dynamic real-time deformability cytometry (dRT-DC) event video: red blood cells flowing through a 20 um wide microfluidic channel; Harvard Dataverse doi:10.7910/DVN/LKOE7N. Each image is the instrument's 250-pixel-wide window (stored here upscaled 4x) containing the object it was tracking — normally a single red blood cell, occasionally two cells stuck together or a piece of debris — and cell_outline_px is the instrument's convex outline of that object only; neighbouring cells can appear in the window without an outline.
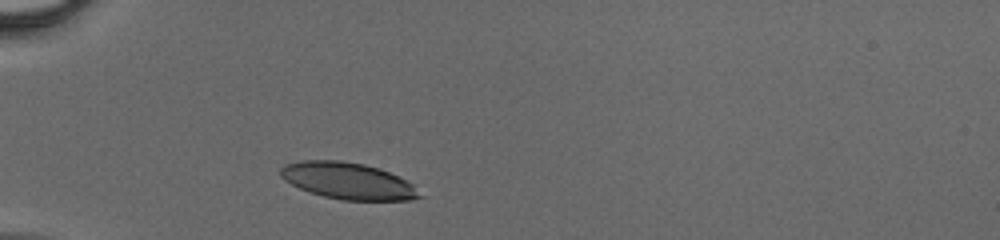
{"species": "human", "species_latin": "Homo sapiens", "temperature_condition": "cold", "stored_images_in_passage": 27, "camera_frame_rate_fps": 3000, "um_per_image_px": 0.085, "donor": {"sex": "male"}, "frame": {"image": 1, "passage_image": 1, "time_ms": 0.0, "image_size_px": [1000, 240], "cell_outline_px": [[424, 196], [412, 200], [344, 200], [324, 196], [308, 192], [284, 180], [280, 176], [280, 168], [284, 164], [300, 160], [340, 160], [364, 164], [388, 172], [412, 184]], "centroid_in_image_um": [29.54, 15.37], "position_along_channel_um": 55.5, "area_um2": 29.54}}
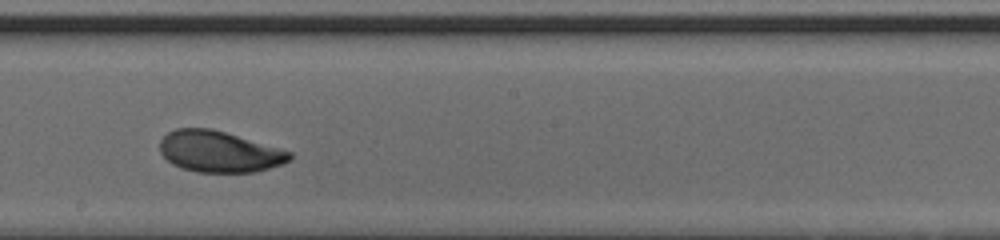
{"frame": {"image": 2, "passage_image": 14, "time_ms": 4.333, "image_size_px": [1000, 240], "cell_outline_px": [[292, 156], [284, 164], [256, 172], [196, 172], [180, 168], [172, 164], [160, 152], [160, 140], [168, 132], [176, 128], [212, 128], [292, 152]], "centroid_in_image_um": [18.61, 12.89], "position_along_channel_um": 229.6, "area_um2": 31.15}}
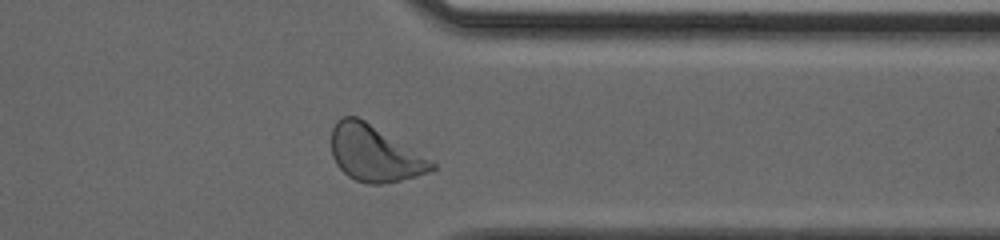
{"frame": {"image": 3, "passage_image": 24, "time_ms": 7.667, "image_size_px": [1000, 240], "cell_outline_px": [[436, 168], [432, 172], [400, 180], [380, 184], [368, 184], [356, 180], [348, 176], [336, 164], [332, 156], [332, 128], [336, 120], [344, 116], [356, 116], [364, 120], [432, 160], [436, 164]], "centroid_in_image_um": [31.83, 13.05], "position_along_channel_um": 379.6, "area_um2": 32.54}}